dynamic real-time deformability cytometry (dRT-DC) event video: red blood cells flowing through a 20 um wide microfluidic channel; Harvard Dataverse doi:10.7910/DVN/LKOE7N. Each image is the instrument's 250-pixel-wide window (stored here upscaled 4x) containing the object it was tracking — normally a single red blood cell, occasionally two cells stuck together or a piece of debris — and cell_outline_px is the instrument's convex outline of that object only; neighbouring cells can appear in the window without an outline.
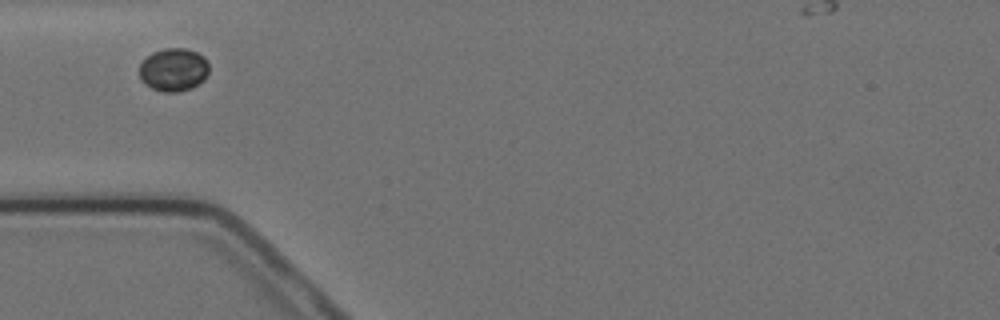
{"species": "Egyptian fruit bat (a non-hibernating species)", "species_latin": "Rousettus aegyptiacus", "temperature_condition": "cold", "stored_images_in_passage": 5, "camera_frame_rate_fps": 3000, "um_per_image_px": 0.085, "animal": {"sex": "female"}, "frame": {"image": 1, "passage_image": 1, "time_ms": 0.0, "image_size_px": [1000, 320], "cell_outline_px": [[208, 72], [204, 80], [192, 88], [176, 92], [164, 92], [152, 88], [144, 84], [140, 80], [140, 64], [152, 52], [164, 48], [184, 48], [196, 52], [204, 56], [208, 60]], "centroid_in_image_um": [14.76, 5.92], "position_along_channel_um": 70.2, "area_um2": 17.57}}
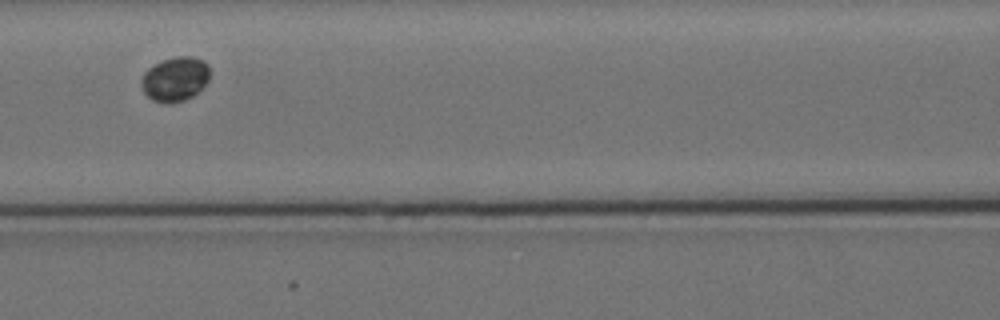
{"frame": {"image": 2, "passage_image": 3, "time_ms": 2.333, "image_size_px": [1000, 320], "cell_outline_px": [[208, 80], [192, 96], [184, 100], [172, 104], [168, 104], [152, 100], [144, 92], [140, 84], [140, 80], [144, 72], [148, 68], [164, 60], [176, 56], [188, 56], [204, 60], [208, 64]], "centroid_in_image_um": [14.85, 6.73], "position_along_channel_um": 151.8, "area_um2": 17.57}}
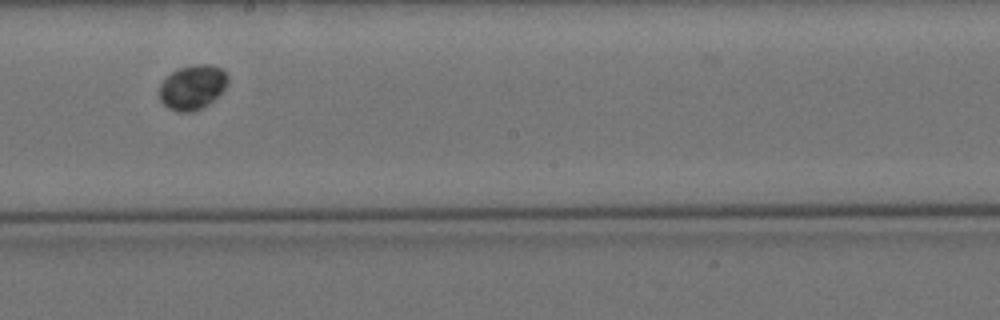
{"frame": {"image": 3, "passage_image": 5, "time_ms": 4.667, "image_size_px": [1000, 320], "cell_outline_px": [[228, 80], [224, 88], [208, 104], [192, 112], [176, 112], [168, 108], [160, 100], [160, 84], [172, 72], [180, 68], [196, 64], [212, 64], [220, 68], [228, 76]], "centroid_in_image_um": [16.35, 7.41], "position_along_channel_um": 231.9, "area_um2": 17.51}}